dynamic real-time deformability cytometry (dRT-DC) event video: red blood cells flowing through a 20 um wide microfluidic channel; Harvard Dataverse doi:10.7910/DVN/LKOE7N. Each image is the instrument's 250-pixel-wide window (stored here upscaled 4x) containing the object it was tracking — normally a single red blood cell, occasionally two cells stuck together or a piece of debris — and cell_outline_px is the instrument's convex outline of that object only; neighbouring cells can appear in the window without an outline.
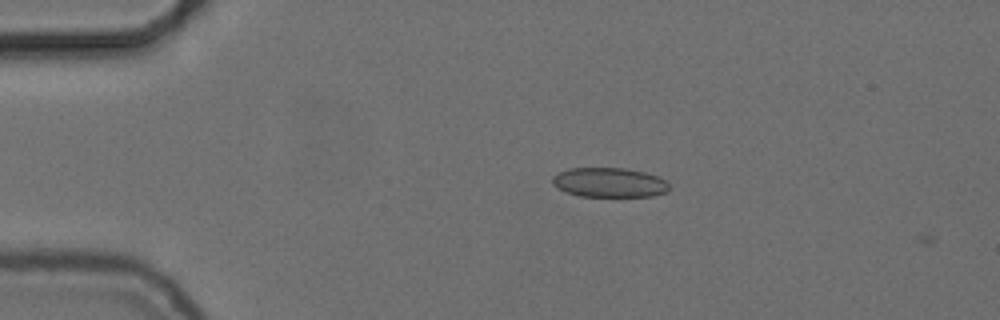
{"species": "common noctule bat (a hibernating species)", "species_latin": "Nyctalus noctula", "temperature_condition": "cold", "stored_images_in_passage": 4, "camera_frame_rate_fps": 3000, "um_per_image_px": 0.085, "animal": {"sex": "female", "body_mass_g": 24.6, "forearm_length_mm": 56.2}, "frame": {"image": 1, "passage_image": 3, "time_ms": 0.667, "image_size_px": [1000, 320], "cell_outline_px": [[668, 192], [652, 196], [580, 196], [568, 192], [552, 184], [552, 176], [568, 168], [628, 168], [644, 172], [668, 180]], "centroid_in_image_um": [51.82, 15.5], "position_along_channel_um": 33.2, "area_um2": 20.06}}